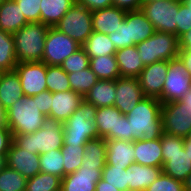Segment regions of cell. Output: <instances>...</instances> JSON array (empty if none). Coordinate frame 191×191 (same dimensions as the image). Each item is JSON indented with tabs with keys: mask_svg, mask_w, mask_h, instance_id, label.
Instances as JSON below:
<instances>
[{
	"mask_svg": "<svg viewBox=\"0 0 191 191\" xmlns=\"http://www.w3.org/2000/svg\"><path fill=\"white\" fill-rule=\"evenodd\" d=\"M161 106L162 102L158 98L145 96L126 114L130 133H132V142L161 138L163 134Z\"/></svg>",
	"mask_w": 191,
	"mask_h": 191,
	"instance_id": "cell-1",
	"label": "cell"
},
{
	"mask_svg": "<svg viewBox=\"0 0 191 191\" xmlns=\"http://www.w3.org/2000/svg\"><path fill=\"white\" fill-rule=\"evenodd\" d=\"M12 137L19 147L41 155L51 150L61 149L64 132L61 122L47 117L42 127L34 133L17 134Z\"/></svg>",
	"mask_w": 191,
	"mask_h": 191,
	"instance_id": "cell-2",
	"label": "cell"
},
{
	"mask_svg": "<svg viewBox=\"0 0 191 191\" xmlns=\"http://www.w3.org/2000/svg\"><path fill=\"white\" fill-rule=\"evenodd\" d=\"M7 127L12 135L30 134L40 129L47 118L37 105V95L23 96L6 110Z\"/></svg>",
	"mask_w": 191,
	"mask_h": 191,
	"instance_id": "cell-3",
	"label": "cell"
},
{
	"mask_svg": "<svg viewBox=\"0 0 191 191\" xmlns=\"http://www.w3.org/2000/svg\"><path fill=\"white\" fill-rule=\"evenodd\" d=\"M97 108L85 99L76 111L62 123L63 144H86L89 140L98 138L95 125Z\"/></svg>",
	"mask_w": 191,
	"mask_h": 191,
	"instance_id": "cell-4",
	"label": "cell"
},
{
	"mask_svg": "<svg viewBox=\"0 0 191 191\" xmlns=\"http://www.w3.org/2000/svg\"><path fill=\"white\" fill-rule=\"evenodd\" d=\"M49 27L42 22L27 23L13 34L17 63L42 61Z\"/></svg>",
	"mask_w": 191,
	"mask_h": 191,
	"instance_id": "cell-5",
	"label": "cell"
},
{
	"mask_svg": "<svg viewBox=\"0 0 191 191\" xmlns=\"http://www.w3.org/2000/svg\"><path fill=\"white\" fill-rule=\"evenodd\" d=\"M161 146L163 173L184 183L191 173V160L184 149V138L163 133Z\"/></svg>",
	"mask_w": 191,
	"mask_h": 191,
	"instance_id": "cell-6",
	"label": "cell"
},
{
	"mask_svg": "<svg viewBox=\"0 0 191 191\" xmlns=\"http://www.w3.org/2000/svg\"><path fill=\"white\" fill-rule=\"evenodd\" d=\"M144 66L158 61H170L178 57L179 41L175 34L155 31V33L135 45Z\"/></svg>",
	"mask_w": 191,
	"mask_h": 191,
	"instance_id": "cell-7",
	"label": "cell"
},
{
	"mask_svg": "<svg viewBox=\"0 0 191 191\" xmlns=\"http://www.w3.org/2000/svg\"><path fill=\"white\" fill-rule=\"evenodd\" d=\"M55 28L82 46L93 33L92 11L76 2Z\"/></svg>",
	"mask_w": 191,
	"mask_h": 191,
	"instance_id": "cell-8",
	"label": "cell"
},
{
	"mask_svg": "<svg viewBox=\"0 0 191 191\" xmlns=\"http://www.w3.org/2000/svg\"><path fill=\"white\" fill-rule=\"evenodd\" d=\"M141 11L153 25L155 31L176 35L179 0H159L142 4Z\"/></svg>",
	"mask_w": 191,
	"mask_h": 191,
	"instance_id": "cell-9",
	"label": "cell"
},
{
	"mask_svg": "<svg viewBox=\"0 0 191 191\" xmlns=\"http://www.w3.org/2000/svg\"><path fill=\"white\" fill-rule=\"evenodd\" d=\"M80 47L81 45L65 33L55 27H49L45 38L42 62L46 65L61 66L63 61Z\"/></svg>",
	"mask_w": 191,
	"mask_h": 191,
	"instance_id": "cell-10",
	"label": "cell"
},
{
	"mask_svg": "<svg viewBox=\"0 0 191 191\" xmlns=\"http://www.w3.org/2000/svg\"><path fill=\"white\" fill-rule=\"evenodd\" d=\"M163 133L185 138L191 130V109L180 100L162 103Z\"/></svg>",
	"mask_w": 191,
	"mask_h": 191,
	"instance_id": "cell-11",
	"label": "cell"
},
{
	"mask_svg": "<svg viewBox=\"0 0 191 191\" xmlns=\"http://www.w3.org/2000/svg\"><path fill=\"white\" fill-rule=\"evenodd\" d=\"M190 88L191 77L184 64L178 57L170 60L163 92L158 99L162 103L180 100Z\"/></svg>",
	"mask_w": 191,
	"mask_h": 191,
	"instance_id": "cell-12",
	"label": "cell"
},
{
	"mask_svg": "<svg viewBox=\"0 0 191 191\" xmlns=\"http://www.w3.org/2000/svg\"><path fill=\"white\" fill-rule=\"evenodd\" d=\"M19 75L25 96H35L48 90L46 84L47 65L42 61L20 62L15 69Z\"/></svg>",
	"mask_w": 191,
	"mask_h": 191,
	"instance_id": "cell-13",
	"label": "cell"
},
{
	"mask_svg": "<svg viewBox=\"0 0 191 191\" xmlns=\"http://www.w3.org/2000/svg\"><path fill=\"white\" fill-rule=\"evenodd\" d=\"M104 167L81 164L77 171L67 174L61 179V191L96 190V184L102 179Z\"/></svg>",
	"mask_w": 191,
	"mask_h": 191,
	"instance_id": "cell-14",
	"label": "cell"
},
{
	"mask_svg": "<svg viewBox=\"0 0 191 191\" xmlns=\"http://www.w3.org/2000/svg\"><path fill=\"white\" fill-rule=\"evenodd\" d=\"M168 68L169 61H158L144 67L137 77L144 96L159 98L162 95Z\"/></svg>",
	"mask_w": 191,
	"mask_h": 191,
	"instance_id": "cell-15",
	"label": "cell"
},
{
	"mask_svg": "<svg viewBox=\"0 0 191 191\" xmlns=\"http://www.w3.org/2000/svg\"><path fill=\"white\" fill-rule=\"evenodd\" d=\"M39 158V154L30 153L12 140L7 152L6 163L9 168L16 170L26 179H30L41 172Z\"/></svg>",
	"mask_w": 191,
	"mask_h": 191,
	"instance_id": "cell-16",
	"label": "cell"
},
{
	"mask_svg": "<svg viewBox=\"0 0 191 191\" xmlns=\"http://www.w3.org/2000/svg\"><path fill=\"white\" fill-rule=\"evenodd\" d=\"M114 106L123 114L129 113L145 96L137 78L120 77L116 79Z\"/></svg>",
	"mask_w": 191,
	"mask_h": 191,
	"instance_id": "cell-17",
	"label": "cell"
},
{
	"mask_svg": "<svg viewBox=\"0 0 191 191\" xmlns=\"http://www.w3.org/2000/svg\"><path fill=\"white\" fill-rule=\"evenodd\" d=\"M84 97L72 90L51 93L49 118L64 123L80 106Z\"/></svg>",
	"mask_w": 191,
	"mask_h": 191,
	"instance_id": "cell-18",
	"label": "cell"
},
{
	"mask_svg": "<svg viewBox=\"0 0 191 191\" xmlns=\"http://www.w3.org/2000/svg\"><path fill=\"white\" fill-rule=\"evenodd\" d=\"M105 143L107 147L106 164L126 169L135 163V141L115 139L105 140Z\"/></svg>",
	"mask_w": 191,
	"mask_h": 191,
	"instance_id": "cell-19",
	"label": "cell"
},
{
	"mask_svg": "<svg viewBox=\"0 0 191 191\" xmlns=\"http://www.w3.org/2000/svg\"><path fill=\"white\" fill-rule=\"evenodd\" d=\"M127 11L110 6L100 10L92 11L93 31L109 35L124 21Z\"/></svg>",
	"mask_w": 191,
	"mask_h": 191,
	"instance_id": "cell-20",
	"label": "cell"
},
{
	"mask_svg": "<svg viewBox=\"0 0 191 191\" xmlns=\"http://www.w3.org/2000/svg\"><path fill=\"white\" fill-rule=\"evenodd\" d=\"M124 21L129 26V47L134 46L155 33V29L141 10L127 11Z\"/></svg>",
	"mask_w": 191,
	"mask_h": 191,
	"instance_id": "cell-21",
	"label": "cell"
},
{
	"mask_svg": "<svg viewBox=\"0 0 191 191\" xmlns=\"http://www.w3.org/2000/svg\"><path fill=\"white\" fill-rule=\"evenodd\" d=\"M135 163L152 167H163L161 138L135 140Z\"/></svg>",
	"mask_w": 191,
	"mask_h": 191,
	"instance_id": "cell-22",
	"label": "cell"
},
{
	"mask_svg": "<svg viewBox=\"0 0 191 191\" xmlns=\"http://www.w3.org/2000/svg\"><path fill=\"white\" fill-rule=\"evenodd\" d=\"M24 96L19 75L15 70L0 72V103L5 110Z\"/></svg>",
	"mask_w": 191,
	"mask_h": 191,
	"instance_id": "cell-23",
	"label": "cell"
},
{
	"mask_svg": "<svg viewBox=\"0 0 191 191\" xmlns=\"http://www.w3.org/2000/svg\"><path fill=\"white\" fill-rule=\"evenodd\" d=\"M115 57L120 77L137 78L145 67L135 45L118 49Z\"/></svg>",
	"mask_w": 191,
	"mask_h": 191,
	"instance_id": "cell-24",
	"label": "cell"
},
{
	"mask_svg": "<svg viewBox=\"0 0 191 191\" xmlns=\"http://www.w3.org/2000/svg\"><path fill=\"white\" fill-rule=\"evenodd\" d=\"M162 172V167L133 163L129 167V191H145Z\"/></svg>",
	"mask_w": 191,
	"mask_h": 191,
	"instance_id": "cell-25",
	"label": "cell"
},
{
	"mask_svg": "<svg viewBox=\"0 0 191 191\" xmlns=\"http://www.w3.org/2000/svg\"><path fill=\"white\" fill-rule=\"evenodd\" d=\"M27 23L29 22L14 0H6L0 4V30L14 34Z\"/></svg>",
	"mask_w": 191,
	"mask_h": 191,
	"instance_id": "cell-26",
	"label": "cell"
},
{
	"mask_svg": "<svg viewBox=\"0 0 191 191\" xmlns=\"http://www.w3.org/2000/svg\"><path fill=\"white\" fill-rule=\"evenodd\" d=\"M123 114L115 107H99L95 116V125L98 132V138L105 140H115L117 119Z\"/></svg>",
	"mask_w": 191,
	"mask_h": 191,
	"instance_id": "cell-27",
	"label": "cell"
},
{
	"mask_svg": "<svg viewBox=\"0 0 191 191\" xmlns=\"http://www.w3.org/2000/svg\"><path fill=\"white\" fill-rule=\"evenodd\" d=\"M116 80H98L84 99L96 108L114 106L116 96Z\"/></svg>",
	"mask_w": 191,
	"mask_h": 191,
	"instance_id": "cell-28",
	"label": "cell"
},
{
	"mask_svg": "<svg viewBox=\"0 0 191 191\" xmlns=\"http://www.w3.org/2000/svg\"><path fill=\"white\" fill-rule=\"evenodd\" d=\"M76 0H41L40 22L55 27Z\"/></svg>",
	"mask_w": 191,
	"mask_h": 191,
	"instance_id": "cell-29",
	"label": "cell"
},
{
	"mask_svg": "<svg viewBox=\"0 0 191 191\" xmlns=\"http://www.w3.org/2000/svg\"><path fill=\"white\" fill-rule=\"evenodd\" d=\"M82 47L89 56V59L99 56L115 55V52L117 51L108 35L95 31H93Z\"/></svg>",
	"mask_w": 191,
	"mask_h": 191,
	"instance_id": "cell-30",
	"label": "cell"
},
{
	"mask_svg": "<svg viewBox=\"0 0 191 191\" xmlns=\"http://www.w3.org/2000/svg\"><path fill=\"white\" fill-rule=\"evenodd\" d=\"M90 67L98 80H116L120 78L115 55L90 58Z\"/></svg>",
	"mask_w": 191,
	"mask_h": 191,
	"instance_id": "cell-31",
	"label": "cell"
},
{
	"mask_svg": "<svg viewBox=\"0 0 191 191\" xmlns=\"http://www.w3.org/2000/svg\"><path fill=\"white\" fill-rule=\"evenodd\" d=\"M16 65L13 34L0 30V72L13 71Z\"/></svg>",
	"mask_w": 191,
	"mask_h": 191,
	"instance_id": "cell-32",
	"label": "cell"
},
{
	"mask_svg": "<svg viewBox=\"0 0 191 191\" xmlns=\"http://www.w3.org/2000/svg\"><path fill=\"white\" fill-rule=\"evenodd\" d=\"M107 147L104 138L89 140L85 144L82 164L91 166H105Z\"/></svg>",
	"mask_w": 191,
	"mask_h": 191,
	"instance_id": "cell-33",
	"label": "cell"
},
{
	"mask_svg": "<svg viewBox=\"0 0 191 191\" xmlns=\"http://www.w3.org/2000/svg\"><path fill=\"white\" fill-rule=\"evenodd\" d=\"M85 144H63L61 153L63 155L64 176L74 173L83 163Z\"/></svg>",
	"mask_w": 191,
	"mask_h": 191,
	"instance_id": "cell-34",
	"label": "cell"
},
{
	"mask_svg": "<svg viewBox=\"0 0 191 191\" xmlns=\"http://www.w3.org/2000/svg\"><path fill=\"white\" fill-rule=\"evenodd\" d=\"M68 80L71 90L83 97L89 92L92 86L98 81L96 74L91 70V67L82 71L68 74Z\"/></svg>",
	"mask_w": 191,
	"mask_h": 191,
	"instance_id": "cell-35",
	"label": "cell"
},
{
	"mask_svg": "<svg viewBox=\"0 0 191 191\" xmlns=\"http://www.w3.org/2000/svg\"><path fill=\"white\" fill-rule=\"evenodd\" d=\"M25 191H61V178L39 172L34 177L27 179Z\"/></svg>",
	"mask_w": 191,
	"mask_h": 191,
	"instance_id": "cell-36",
	"label": "cell"
},
{
	"mask_svg": "<svg viewBox=\"0 0 191 191\" xmlns=\"http://www.w3.org/2000/svg\"><path fill=\"white\" fill-rule=\"evenodd\" d=\"M63 161L61 149L51 150L40 155V170L43 173L56 175L62 179L64 177Z\"/></svg>",
	"mask_w": 191,
	"mask_h": 191,
	"instance_id": "cell-37",
	"label": "cell"
},
{
	"mask_svg": "<svg viewBox=\"0 0 191 191\" xmlns=\"http://www.w3.org/2000/svg\"><path fill=\"white\" fill-rule=\"evenodd\" d=\"M102 179L120 191H129V168L122 169L105 164Z\"/></svg>",
	"mask_w": 191,
	"mask_h": 191,
	"instance_id": "cell-38",
	"label": "cell"
},
{
	"mask_svg": "<svg viewBox=\"0 0 191 191\" xmlns=\"http://www.w3.org/2000/svg\"><path fill=\"white\" fill-rule=\"evenodd\" d=\"M46 84L51 93L71 90L68 74L61 66L47 65Z\"/></svg>",
	"mask_w": 191,
	"mask_h": 191,
	"instance_id": "cell-39",
	"label": "cell"
},
{
	"mask_svg": "<svg viewBox=\"0 0 191 191\" xmlns=\"http://www.w3.org/2000/svg\"><path fill=\"white\" fill-rule=\"evenodd\" d=\"M27 179L6 166L0 171V191H25Z\"/></svg>",
	"mask_w": 191,
	"mask_h": 191,
	"instance_id": "cell-40",
	"label": "cell"
},
{
	"mask_svg": "<svg viewBox=\"0 0 191 191\" xmlns=\"http://www.w3.org/2000/svg\"><path fill=\"white\" fill-rule=\"evenodd\" d=\"M90 67V59L81 46L76 52L67 57L61 64V68L67 73H75Z\"/></svg>",
	"mask_w": 191,
	"mask_h": 191,
	"instance_id": "cell-41",
	"label": "cell"
},
{
	"mask_svg": "<svg viewBox=\"0 0 191 191\" xmlns=\"http://www.w3.org/2000/svg\"><path fill=\"white\" fill-rule=\"evenodd\" d=\"M145 191H185L184 183L164 174L161 175Z\"/></svg>",
	"mask_w": 191,
	"mask_h": 191,
	"instance_id": "cell-42",
	"label": "cell"
},
{
	"mask_svg": "<svg viewBox=\"0 0 191 191\" xmlns=\"http://www.w3.org/2000/svg\"><path fill=\"white\" fill-rule=\"evenodd\" d=\"M29 23L40 22L41 0H14Z\"/></svg>",
	"mask_w": 191,
	"mask_h": 191,
	"instance_id": "cell-43",
	"label": "cell"
},
{
	"mask_svg": "<svg viewBox=\"0 0 191 191\" xmlns=\"http://www.w3.org/2000/svg\"><path fill=\"white\" fill-rule=\"evenodd\" d=\"M191 29V12L190 10L179 0V11L176 26V36L179 38L184 33Z\"/></svg>",
	"mask_w": 191,
	"mask_h": 191,
	"instance_id": "cell-44",
	"label": "cell"
},
{
	"mask_svg": "<svg viewBox=\"0 0 191 191\" xmlns=\"http://www.w3.org/2000/svg\"><path fill=\"white\" fill-rule=\"evenodd\" d=\"M116 50L129 47V26L123 21L114 33L108 35Z\"/></svg>",
	"mask_w": 191,
	"mask_h": 191,
	"instance_id": "cell-45",
	"label": "cell"
},
{
	"mask_svg": "<svg viewBox=\"0 0 191 191\" xmlns=\"http://www.w3.org/2000/svg\"><path fill=\"white\" fill-rule=\"evenodd\" d=\"M115 139L132 141V133H130L129 121L126 115H122L117 119Z\"/></svg>",
	"mask_w": 191,
	"mask_h": 191,
	"instance_id": "cell-46",
	"label": "cell"
},
{
	"mask_svg": "<svg viewBox=\"0 0 191 191\" xmlns=\"http://www.w3.org/2000/svg\"><path fill=\"white\" fill-rule=\"evenodd\" d=\"M37 105L39 106L40 111L46 117H49L51 108V92L49 90L37 94Z\"/></svg>",
	"mask_w": 191,
	"mask_h": 191,
	"instance_id": "cell-47",
	"label": "cell"
},
{
	"mask_svg": "<svg viewBox=\"0 0 191 191\" xmlns=\"http://www.w3.org/2000/svg\"><path fill=\"white\" fill-rule=\"evenodd\" d=\"M12 140L11 130L7 126L0 127V155H7Z\"/></svg>",
	"mask_w": 191,
	"mask_h": 191,
	"instance_id": "cell-48",
	"label": "cell"
},
{
	"mask_svg": "<svg viewBox=\"0 0 191 191\" xmlns=\"http://www.w3.org/2000/svg\"><path fill=\"white\" fill-rule=\"evenodd\" d=\"M76 2L90 11H96L112 6V0H76Z\"/></svg>",
	"mask_w": 191,
	"mask_h": 191,
	"instance_id": "cell-49",
	"label": "cell"
},
{
	"mask_svg": "<svg viewBox=\"0 0 191 191\" xmlns=\"http://www.w3.org/2000/svg\"><path fill=\"white\" fill-rule=\"evenodd\" d=\"M112 6L125 11L141 10L142 0H112Z\"/></svg>",
	"mask_w": 191,
	"mask_h": 191,
	"instance_id": "cell-50",
	"label": "cell"
},
{
	"mask_svg": "<svg viewBox=\"0 0 191 191\" xmlns=\"http://www.w3.org/2000/svg\"><path fill=\"white\" fill-rule=\"evenodd\" d=\"M178 58L184 64L188 75L191 77V50H179Z\"/></svg>",
	"mask_w": 191,
	"mask_h": 191,
	"instance_id": "cell-51",
	"label": "cell"
},
{
	"mask_svg": "<svg viewBox=\"0 0 191 191\" xmlns=\"http://www.w3.org/2000/svg\"><path fill=\"white\" fill-rule=\"evenodd\" d=\"M180 50H191V29L178 38Z\"/></svg>",
	"mask_w": 191,
	"mask_h": 191,
	"instance_id": "cell-52",
	"label": "cell"
},
{
	"mask_svg": "<svg viewBox=\"0 0 191 191\" xmlns=\"http://www.w3.org/2000/svg\"><path fill=\"white\" fill-rule=\"evenodd\" d=\"M96 191H120L111 185H109L108 182L104 181L103 179H100L98 183L96 184Z\"/></svg>",
	"mask_w": 191,
	"mask_h": 191,
	"instance_id": "cell-53",
	"label": "cell"
},
{
	"mask_svg": "<svg viewBox=\"0 0 191 191\" xmlns=\"http://www.w3.org/2000/svg\"><path fill=\"white\" fill-rule=\"evenodd\" d=\"M7 126V114L6 110L0 103V127H6Z\"/></svg>",
	"mask_w": 191,
	"mask_h": 191,
	"instance_id": "cell-54",
	"label": "cell"
},
{
	"mask_svg": "<svg viewBox=\"0 0 191 191\" xmlns=\"http://www.w3.org/2000/svg\"><path fill=\"white\" fill-rule=\"evenodd\" d=\"M180 101L191 109V88L183 95Z\"/></svg>",
	"mask_w": 191,
	"mask_h": 191,
	"instance_id": "cell-55",
	"label": "cell"
},
{
	"mask_svg": "<svg viewBox=\"0 0 191 191\" xmlns=\"http://www.w3.org/2000/svg\"><path fill=\"white\" fill-rule=\"evenodd\" d=\"M185 191H191V173L187 176L186 181L184 182Z\"/></svg>",
	"mask_w": 191,
	"mask_h": 191,
	"instance_id": "cell-56",
	"label": "cell"
},
{
	"mask_svg": "<svg viewBox=\"0 0 191 191\" xmlns=\"http://www.w3.org/2000/svg\"><path fill=\"white\" fill-rule=\"evenodd\" d=\"M6 157L7 155H0V171L7 166Z\"/></svg>",
	"mask_w": 191,
	"mask_h": 191,
	"instance_id": "cell-57",
	"label": "cell"
},
{
	"mask_svg": "<svg viewBox=\"0 0 191 191\" xmlns=\"http://www.w3.org/2000/svg\"><path fill=\"white\" fill-rule=\"evenodd\" d=\"M184 147H190L191 148V130L188 133V135L184 138Z\"/></svg>",
	"mask_w": 191,
	"mask_h": 191,
	"instance_id": "cell-58",
	"label": "cell"
},
{
	"mask_svg": "<svg viewBox=\"0 0 191 191\" xmlns=\"http://www.w3.org/2000/svg\"><path fill=\"white\" fill-rule=\"evenodd\" d=\"M181 2L190 10L191 12V0H181Z\"/></svg>",
	"mask_w": 191,
	"mask_h": 191,
	"instance_id": "cell-59",
	"label": "cell"
},
{
	"mask_svg": "<svg viewBox=\"0 0 191 191\" xmlns=\"http://www.w3.org/2000/svg\"><path fill=\"white\" fill-rule=\"evenodd\" d=\"M185 151L188 152L189 159L191 160V148L190 147H184Z\"/></svg>",
	"mask_w": 191,
	"mask_h": 191,
	"instance_id": "cell-60",
	"label": "cell"
},
{
	"mask_svg": "<svg viewBox=\"0 0 191 191\" xmlns=\"http://www.w3.org/2000/svg\"><path fill=\"white\" fill-rule=\"evenodd\" d=\"M154 1H159V0H142V4H148Z\"/></svg>",
	"mask_w": 191,
	"mask_h": 191,
	"instance_id": "cell-61",
	"label": "cell"
}]
</instances>
